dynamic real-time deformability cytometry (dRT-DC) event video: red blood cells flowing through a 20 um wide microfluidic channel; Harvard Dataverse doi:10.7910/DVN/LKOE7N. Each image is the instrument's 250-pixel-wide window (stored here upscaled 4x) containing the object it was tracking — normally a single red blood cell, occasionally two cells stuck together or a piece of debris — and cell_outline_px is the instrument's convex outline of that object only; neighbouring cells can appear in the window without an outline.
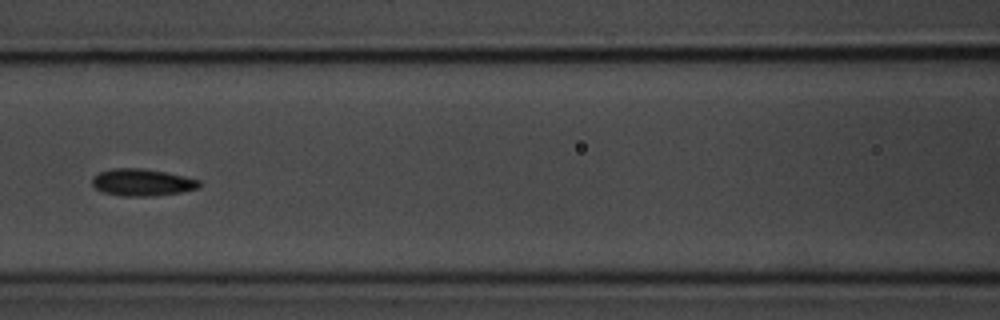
{"species": "common noctule bat (a hibernating species)", "species_latin": "Nyctalus noctula", "temperature_condition": "room temperature", "stored_images_in_passage": 7, "camera_frame_rate_fps": 3000, "um_per_image_px": 0.085, "animal": {"sex": "male", "body_mass_g": 20.1, "forearm_length_mm": 53.5}, "frame": {"image": 1, "passage_image": 5, "time_ms": 4.667, "image_size_px": [1000, 320], "cell_outline_px": [[200, 188], [180, 192], [152, 196], [120, 196], [104, 192], [96, 188], [92, 184], [92, 176], [100, 172], [112, 168], [140, 168], [164, 172], [184, 176], [200, 180]], "centroid_in_image_um": [12.07, 15.5], "position_along_channel_um": 154.5, "area_um2": 16.82}}
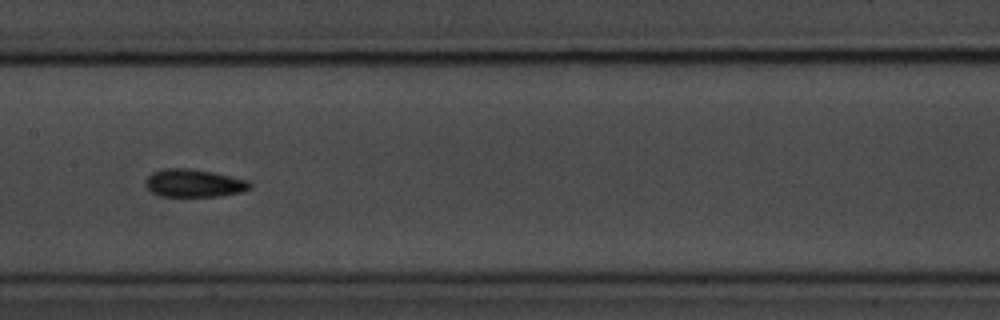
{"frame": {"image": 2, "passage_image": 6, "time_ms": 5.667, "image_size_px": [1000, 320], "cell_outline_px": [[252, 188], [244, 192], [220, 196], [160, 196], [152, 192], [144, 184], [148, 176], [152, 172], [164, 168], [192, 168], [212, 172], [248, 180], [252, 184]], "centroid_in_image_um": [16.51, 15.57], "position_along_channel_um": 190.9, "area_um2": 17.11}}
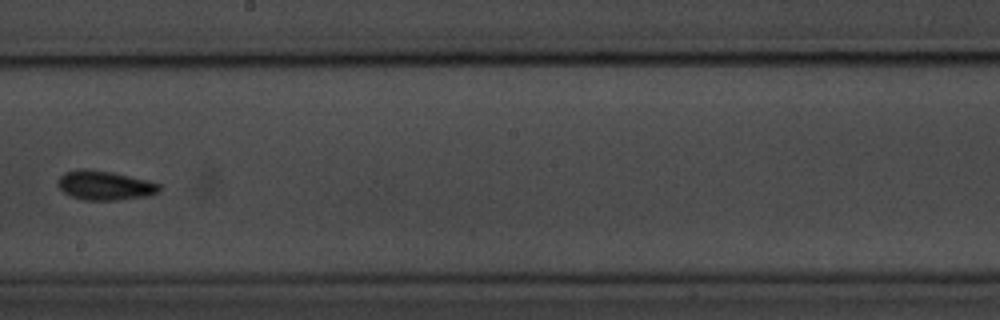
{"frame": {"image": 3, "passage_image": 7, "time_ms": 7.0, "image_size_px": [1000, 320], "cell_outline_px": [[160, 192], [148, 196], [120, 200], [84, 200], [72, 196], [64, 192], [56, 184], [60, 176], [64, 172], [80, 168], [88, 168], [112, 172], [148, 180], [160, 184]], "centroid_in_image_um": [8.91, 15.75], "position_along_channel_um": 239.3, "area_um2": 17.51}}